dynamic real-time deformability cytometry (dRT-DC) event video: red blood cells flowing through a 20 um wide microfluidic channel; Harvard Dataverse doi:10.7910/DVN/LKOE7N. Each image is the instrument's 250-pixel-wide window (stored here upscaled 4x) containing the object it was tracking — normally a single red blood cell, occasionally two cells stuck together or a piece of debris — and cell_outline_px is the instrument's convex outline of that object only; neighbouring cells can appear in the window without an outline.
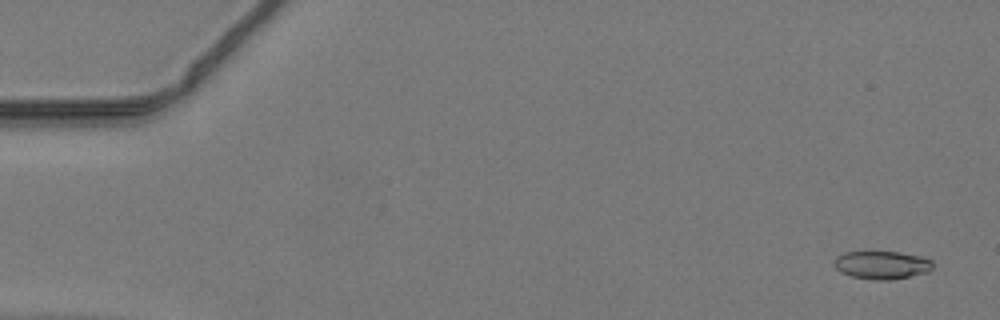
{"species": "common noctule bat (a hibernating species)", "species_latin": "Nyctalus noctula", "temperature_condition": "warm", "stored_images_in_passage": 49, "camera_frame_rate_fps": 3000, "um_per_image_px": 0.085, "animal": {"sex": "male", "body_mass_g": 19.2, "forearm_length_mm": 51.8}, "frame": {"image": 1, "passage_image": 3, "time_ms": 0.667, "image_size_px": [1000, 320], "cell_outline_px": [[932, 268], [928, 272], [888, 280], [876, 280], [852, 276], [840, 272], [832, 264], [832, 260], [836, 256], [844, 252], [900, 252], [920, 256], [932, 260]], "centroid_in_image_um": [74.91, 22.51], "position_along_channel_um": 10.1, "area_um2": 16.13}}
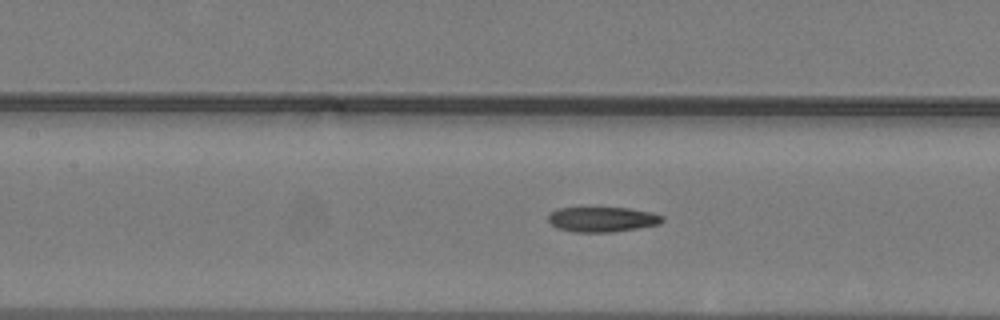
{"frame": {"image": 2, "passage_image": 23, "time_ms": 7.333, "image_size_px": [1000, 320], "cell_outline_px": [[664, 220], [660, 224], [612, 232], [572, 232], [556, 228], [548, 220], [548, 216], [556, 208], [628, 208], [652, 212], [664, 216]], "centroid_in_image_um": [51.2, 18.65], "position_along_channel_um": 156.2, "area_um2": 16.65}}
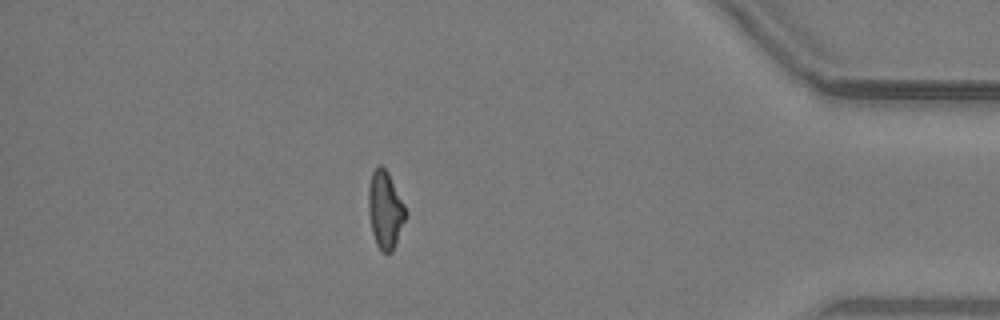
{"frame": {"image": 3, "passage_image": 43, "time_ms": 14.0, "image_size_px": [1000, 320], "cell_outline_px": [[408, 216], [396, 244], [392, 252], [384, 252], [376, 244], [372, 232], [368, 212], [368, 188], [372, 172], [380, 164], [388, 172], [408, 212]], "centroid_in_image_um": [32.76, 17.85], "position_along_channel_um": 402.4, "area_um2": 16.94}}